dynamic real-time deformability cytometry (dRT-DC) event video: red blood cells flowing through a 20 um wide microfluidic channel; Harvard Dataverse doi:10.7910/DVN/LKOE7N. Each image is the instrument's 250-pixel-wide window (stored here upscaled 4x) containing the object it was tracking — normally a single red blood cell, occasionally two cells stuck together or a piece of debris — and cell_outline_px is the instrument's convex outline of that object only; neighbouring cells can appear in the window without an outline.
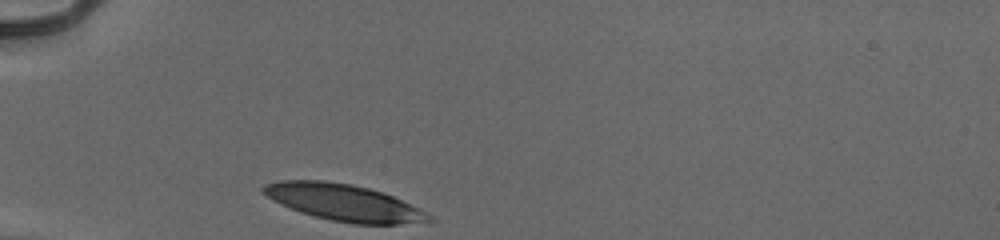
{"species": "human", "species_latin": "Homo sapiens", "temperature_condition": "cold", "stored_images_in_passage": 28, "camera_frame_rate_fps": 3000, "um_per_image_px": 0.085, "donor": {"sex": "male"}, "frame": {"image": 1, "passage_image": 1, "time_ms": 0.0, "image_size_px": [1000, 240], "cell_outline_px": [[436, 220], [400, 224], [356, 224], [332, 220], [300, 212], [280, 204], [272, 200], [260, 192], [260, 188], [264, 184], [280, 180], [324, 180], [352, 184], [384, 192], [428, 212]], "centroid_in_image_um": [29.21, 17.2], "position_along_channel_um": 55.8, "area_um2": 35.49}}
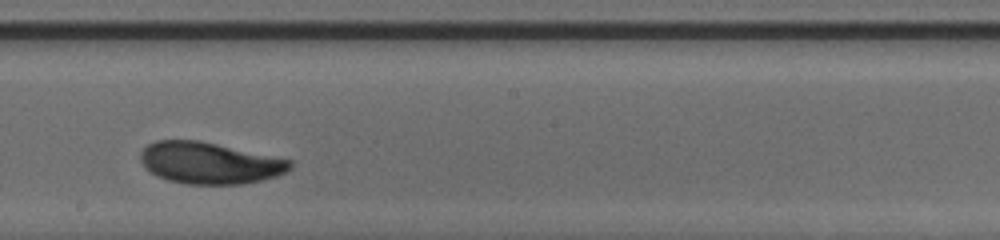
{"frame": {"image": 2, "passage_image": 16, "time_ms": 5.0, "image_size_px": [1000, 240], "cell_outline_px": [[292, 168], [276, 176], [264, 180], [244, 184], [184, 184], [168, 180], [156, 176], [140, 160], [140, 152], [148, 144], [156, 140], [200, 140], [292, 160]], "centroid_in_image_um": [17.82, 13.85], "position_along_channel_um": 230.4, "area_um2": 36.3}}
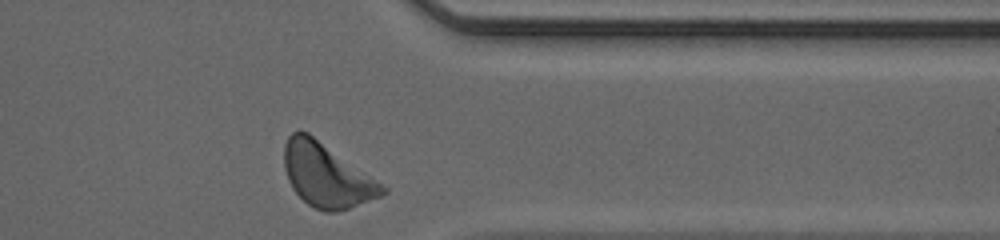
{"frame": {"image": 3, "passage_image": 28, "time_ms": 9.0, "image_size_px": [1000, 240], "cell_outline_px": [[388, 192], [380, 196], [348, 208], [336, 212], [324, 212], [308, 204], [292, 188], [288, 180], [284, 168], [284, 144], [288, 136], [292, 132], [308, 132], [388, 188]], "centroid_in_image_um": [27.74, 14.9], "position_along_channel_um": 383.7, "area_um2": 35.89}, "authors_computed_cell_mechanics": {"area_um2": 35.9516, "velocity_mm_per_s": 3.8957, "shape_relaxation_time_tau1_ms": 2.4437, "shape_relaxation_time_tau2_ms": 1.6954, "deformation_change_tau1": 0.1512, "deformation_change_tau2": 0.0788}}